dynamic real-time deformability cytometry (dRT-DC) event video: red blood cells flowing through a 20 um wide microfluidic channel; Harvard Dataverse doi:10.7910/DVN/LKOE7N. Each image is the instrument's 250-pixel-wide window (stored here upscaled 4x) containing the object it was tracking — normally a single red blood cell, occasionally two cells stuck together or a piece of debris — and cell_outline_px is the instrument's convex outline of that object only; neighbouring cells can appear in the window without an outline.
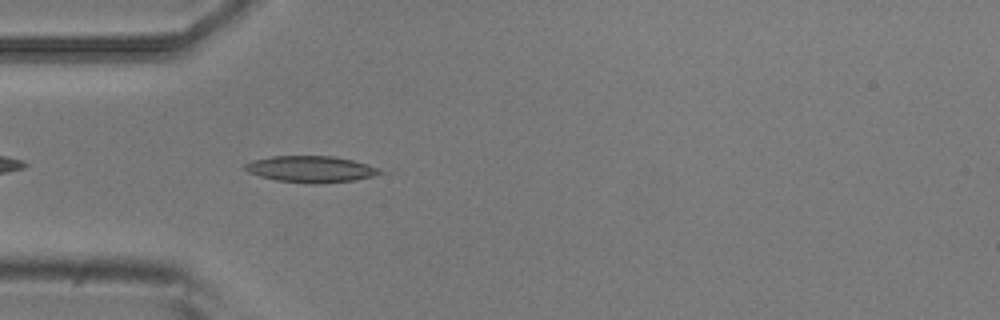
{"species": "common noctule bat (a hibernating species)", "species_latin": "Nyctalus noctula", "temperature_condition": "room temperature", "stored_images_in_passage": 5, "camera_frame_rate_fps": 3000, "um_per_image_px": 0.085, "animal": {"sex": "male", "body_mass_g": 20.5, "forearm_length_mm": 52.5}, "frame": {"image": 1, "passage_image": 5, "time_ms": 1.333, "image_size_px": [1000, 320], "cell_outline_px": [[384, 172], [372, 176], [352, 180], [316, 184], [312, 184], [276, 180], [260, 176], [248, 172], [244, 168], [244, 164], [252, 160], [272, 156], [336, 156], [368, 164], [380, 168]], "centroid_in_image_um": [26.42, 14.37], "position_along_channel_um": 58.6, "area_um2": 20.75}}